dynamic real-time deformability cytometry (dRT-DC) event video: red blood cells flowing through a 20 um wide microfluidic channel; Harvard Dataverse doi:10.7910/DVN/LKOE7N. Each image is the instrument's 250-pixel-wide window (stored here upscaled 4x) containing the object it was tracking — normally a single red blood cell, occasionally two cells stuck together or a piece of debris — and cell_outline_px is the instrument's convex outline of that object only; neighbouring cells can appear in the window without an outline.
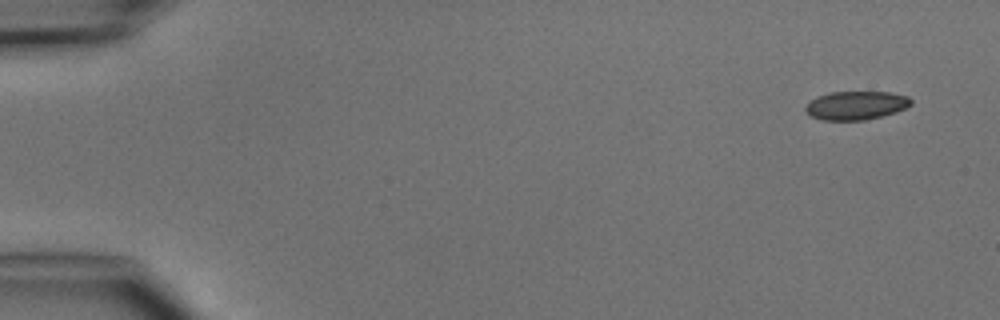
{"species": "common noctule bat (a hibernating species)", "species_latin": "Nyctalus noctula", "temperature_condition": "cold", "stored_images_in_passage": 5, "camera_frame_rate_fps": 3000, "um_per_image_px": 0.085, "animal": {"sex": "male", "body_mass_g": 15.6}, "frame": {"image": 1, "passage_image": 1, "time_ms": 0.0, "image_size_px": [1000, 320], "cell_outline_px": [[912, 104], [896, 112], [864, 120], [820, 120], [804, 112], [804, 108], [808, 100], [816, 96], [828, 92], [892, 92], [908, 96], [912, 100]], "centroid_in_image_um": [72.71, 8.95], "position_along_channel_um": 12.3, "area_um2": 17.8}}
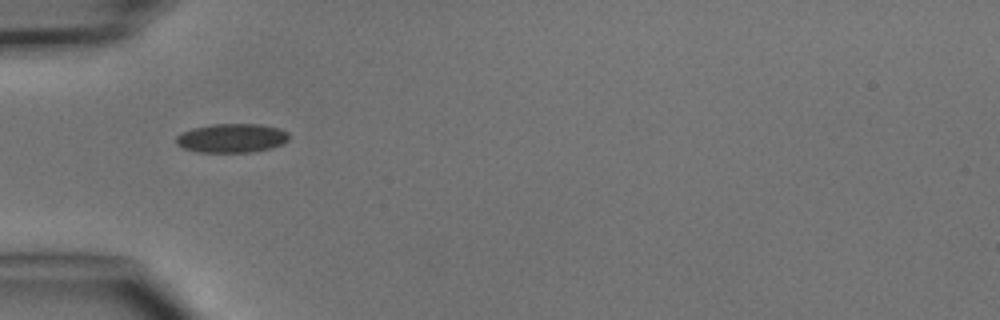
{"frame": {"image": 2, "passage_image": 4, "time_ms": 4.333, "image_size_px": [1000, 320], "cell_outline_px": [[288, 140], [272, 148], [252, 152], [196, 152], [184, 148], [176, 144], [176, 136], [180, 132], [192, 128], [212, 124], [260, 124], [280, 128], [288, 132]], "centroid_in_image_um": [19.68, 11.73], "position_along_channel_um": 65.3, "area_um2": 19.19}}